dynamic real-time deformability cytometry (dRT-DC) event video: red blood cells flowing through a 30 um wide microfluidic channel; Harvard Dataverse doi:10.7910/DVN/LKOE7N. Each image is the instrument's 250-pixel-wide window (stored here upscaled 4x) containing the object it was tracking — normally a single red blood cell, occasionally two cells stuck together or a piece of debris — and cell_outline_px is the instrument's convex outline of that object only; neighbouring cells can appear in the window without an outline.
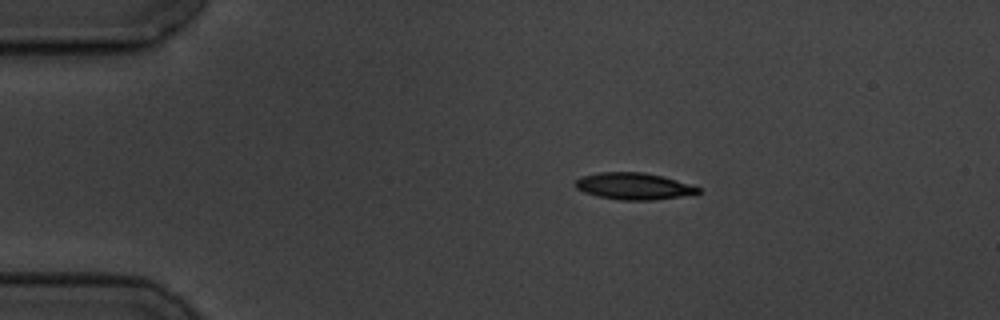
{"species": "common noctule bat (a hibernating species)", "species_latin": "Nyctalus noctula", "temperature_condition": "cold", "stored_images_in_passage": 5, "camera_frame_rate_fps": 3000, "um_per_image_px": 0.085, "animal": {"sex": "male", "body_mass_g": 19.5, "forearm_length_mm": 54.6}, "frame": {"image": 1, "passage_image": 2, "time_ms": 1.0, "image_size_px": [1000, 320], "cell_outline_px": [[700, 192], [696, 196], [652, 200], [620, 200], [596, 196], [584, 192], [576, 188], [576, 180], [580, 176], [600, 172], [644, 172], [664, 176], [700, 188]], "centroid_in_image_um": [53.92, 15.84], "position_along_channel_um": 31.1, "area_um2": 19.48}}
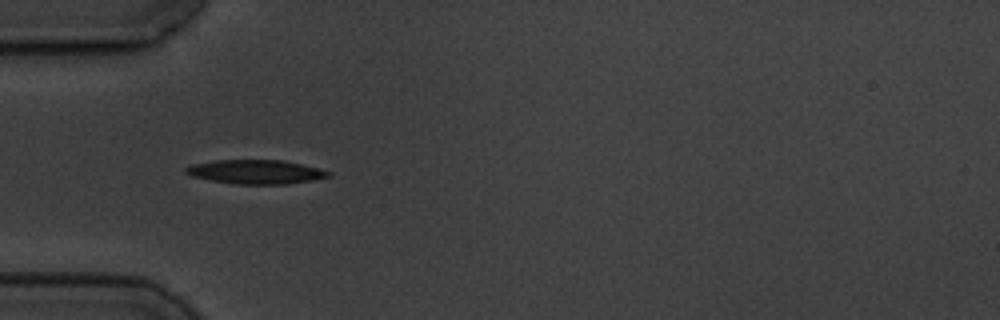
{"frame": {"image": 2, "passage_image": 4, "time_ms": 3.333, "image_size_px": [1000, 320], "cell_outline_px": [[332, 172], [328, 176], [312, 180], [288, 184], [236, 184], [212, 180], [192, 176], [184, 172], [184, 168], [192, 164], [216, 160], [284, 160], [320, 168]], "centroid_in_image_um": [21.74, 14.6], "position_along_channel_um": 63.3, "area_um2": 19.94}}
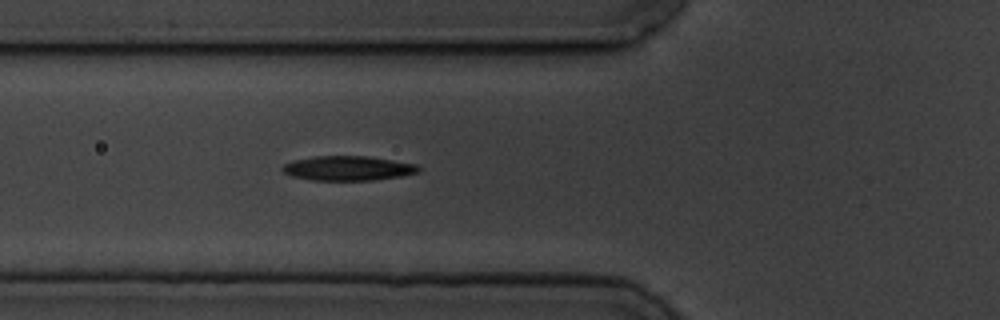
{"frame": {"image": 3, "passage_image": 5, "time_ms": 4.333, "image_size_px": [1000, 320], "cell_outline_px": [[420, 172], [400, 176], [376, 180], [312, 180], [292, 176], [284, 172], [280, 168], [284, 164], [296, 160], [312, 156], [368, 156], [416, 164], [420, 168]], "centroid_in_image_um": [29.58, 14.3], "position_along_channel_um": 96.2, "area_um2": 19.42}}